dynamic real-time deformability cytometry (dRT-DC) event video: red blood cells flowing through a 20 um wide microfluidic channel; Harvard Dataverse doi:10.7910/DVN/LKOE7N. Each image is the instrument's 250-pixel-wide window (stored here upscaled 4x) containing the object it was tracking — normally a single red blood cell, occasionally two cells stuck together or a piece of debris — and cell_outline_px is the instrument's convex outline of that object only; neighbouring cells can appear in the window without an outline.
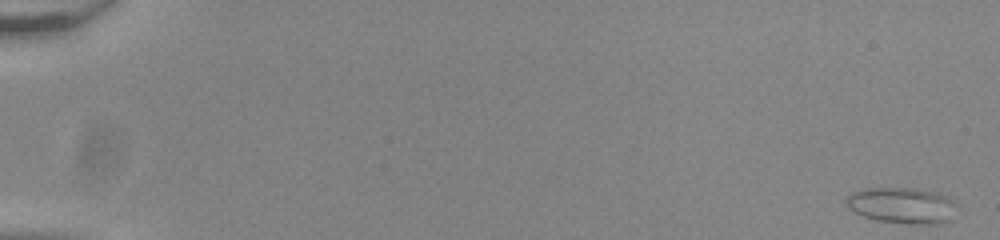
{"species": "common noctule bat (a hibernating species)", "species_latin": "Nyctalus noctula", "temperature_condition": "room temperature", "stored_images_in_passage": 55, "camera_frame_rate_fps": 3000, "um_per_image_px": 0.085, "animal": {"sex": "male", "body_mass_g": 20.0, "forearm_length_mm": 53.3}, "frame": {"image": 1, "passage_image": 1, "time_ms": 0.0, "image_size_px": [1000, 240], "cell_outline_px": [[956, 204], [952, 220], [940, 224], [908, 224], [876, 220], [864, 216], [848, 208], [844, 200], [852, 192], [864, 188], [916, 188], [936, 192], [944, 196]], "centroid_in_image_um": [76.66, 17.47], "position_along_channel_um": 8.3, "area_um2": 23.35}}
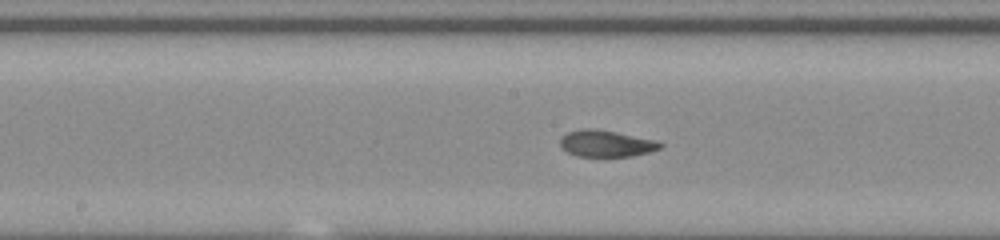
{"frame": {"image": 2, "passage_image": 30, "time_ms": 9.667, "image_size_px": [1000, 240], "cell_outline_px": [[664, 144], [660, 148], [648, 152], [632, 156], [604, 160], [576, 156], [568, 152], [560, 144], [560, 140], [568, 132], [580, 128], [588, 128], [616, 132], [656, 140]], "centroid_in_image_um": [51.53, 12.26], "position_along_channel_um": 196.7, "area_um2": 16.07}}
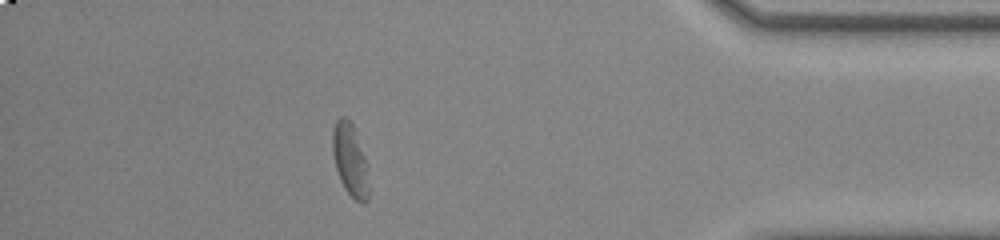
{"frame": {"image": 3, "passage_image": 49, "time_ms": 16.0, "image_size_px": [1000, 240], "cell_outline_px": [[368, 200], [364, 204], [360, 204], [344, 188], [340, 180], [336, 168], [332, 152], [332, 132], [336, 120], [340, 116], [344, 116], [352, 124], [368, 164]], "centroid_in_image_um": [29.76, 13.61], "position_along_channel_um": 405.4, "area_um2": 15.37}, "authors_computed_cell_mechanics": {"area_um2": 16.2996, "velocity_mm_per_s": 3.8399, "shape_relaxation_time_tau1_ms": null, "shape_relaxation_time_tau2_ms": 2.1455, "deformation_change_tau1": null, "deformation_change_tau2": 0.0832}}